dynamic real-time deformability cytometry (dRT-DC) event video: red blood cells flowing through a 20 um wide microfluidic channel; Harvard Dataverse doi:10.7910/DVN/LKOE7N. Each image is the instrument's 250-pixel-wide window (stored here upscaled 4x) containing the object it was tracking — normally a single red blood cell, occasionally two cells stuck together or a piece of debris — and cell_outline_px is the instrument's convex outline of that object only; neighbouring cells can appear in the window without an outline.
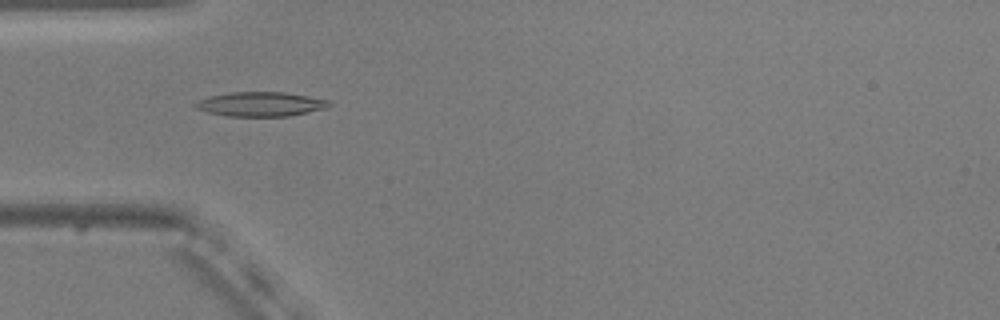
{"species": "common noctule bat (a hibernating species)", "species_latin": "Nyctalus noctula", "temperature_condition": "warm", "stored_images_in_passage": 48, "camera_frame_rate_fps": 3000, "um_per_image_px": 0.085, "animal": {"sex": "male", "body_mass_g": 20.5, "forearm_length_mm": 52.5}, "frame": {"image": 1, "passage_image": 11, "time_ms": 3.333, "image_size_px": [1000, 320], "cell_outline_px": [[332, 104], [328, 108], [288, 116], [228, 116], [208, 112], [196, 108], [192, 104], [200, 100], [212, 96], [232, 92], [284, 92], [308, 96], [328, 100]], "centroid_in_image_um": [22.19, 8.85], "position_along_channel_um": 62.8, "area_um2": 18.84}}
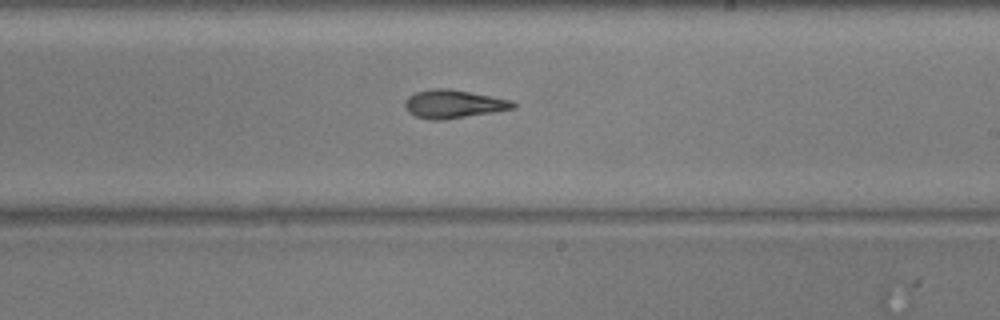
{"frame": {"image": 2, "passage_image": 26, "time_ms": 8.333, "image_size_px": [1000, 320], "cell_outline_px": [[516, 108], [444, 120], [432, 120], [416, 116], [408, 112], [404, 108], [404, 100], [408, 96], [416, 92], [432, 88], [448, 88], [492, 96], [512, 100], [516, 104]], "centroid_in_image_um": [38.52, 8.83], "position_along_channel_um": 250.5, "area_um2": 17.92}}
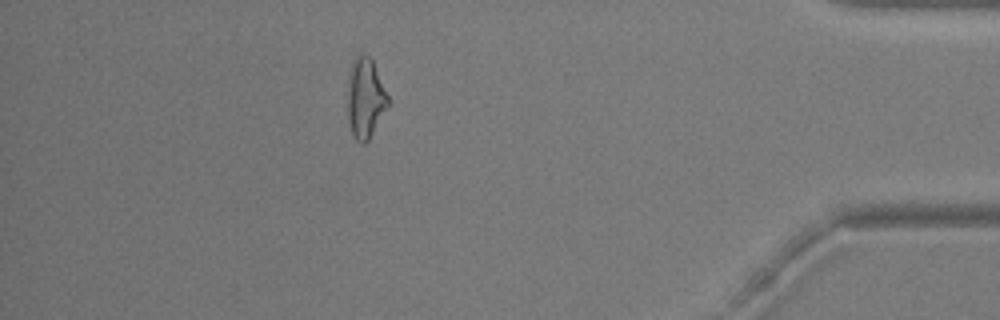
{"frame": {"image": 3, "passage_image": 42, "time_ms": 13.667, "image_size_px": [1000, 320], "cell_outline_px": [[388, 108], [368, 140], [364, 144], [360, 144], [352, 136], [348, 120], [348, 72], [356, 56], [364, 52], [372, 60], [388, 96]], "centroid_in_image_um": [31.04, 8.36], "position_along_channel_um": 404.2, "area_um2": 18.9}, "authors_computed_cell_mechanics": {"area_um2": 17.918, "velocity_mm_per_s": 3.7492, "shape_relaxation_time_tau1_ms": null, "shape_relaxation_time_tau2_ms": 5.6713, "deformation_change_tau1": null, "deformation_change_tau2": 0.1622}}